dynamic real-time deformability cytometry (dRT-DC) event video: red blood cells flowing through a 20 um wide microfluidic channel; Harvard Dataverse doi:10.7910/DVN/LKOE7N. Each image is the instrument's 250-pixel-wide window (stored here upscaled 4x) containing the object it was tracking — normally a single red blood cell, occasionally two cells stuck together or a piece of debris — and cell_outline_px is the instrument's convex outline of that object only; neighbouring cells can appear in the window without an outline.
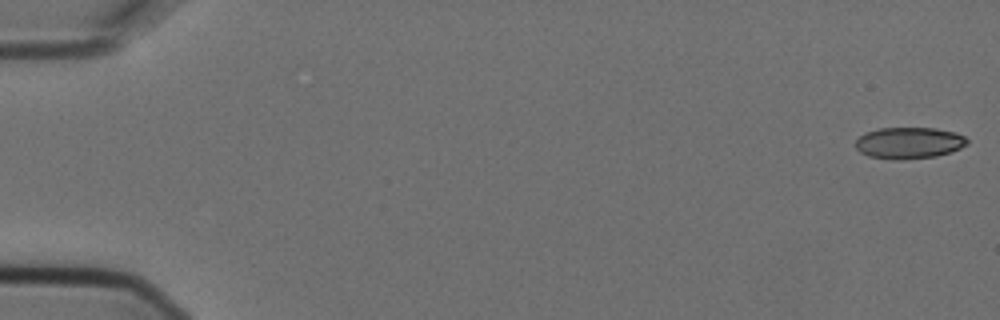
{"species": "Egyptian fruit bat (a non-hibernating species)", "species_latin": "Rousettus aegyptiacus", "temperature_condition": "cold", "stored_images_in_passage": 6, "camera_frame_rate_fps": 3000, "um_per_image_px": 0.085, "animal": {"sex": "female"}, "frame": {"image": 1, "passage_image": 1, "time_ms": 0.0, "image_size_px": [1000, 320], "cell_outline_px": [[968, 144], [952, 152], [936, 156], [904, 160], [896, 160], [868, 156], [860, 152], [856, 148], [856, 140], [864, 132], [880, 128], [936, 128], [956, 132], [964, 136], [968, 140]], "centroid_in_image_um": [77.28, 12.15], "position_along_channel_um": 7.7, "area_um2": 20.69}}
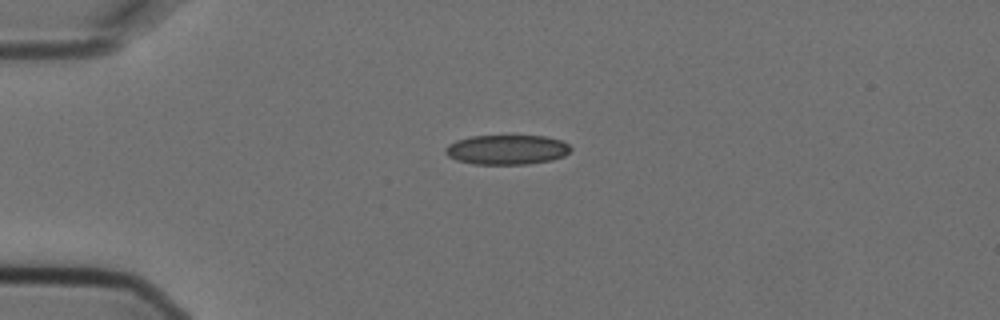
{"frame": {"image": 2, "passage_image": 4, "time_ms": 1.0, "image_size_px": [1000, 320], "cell_outline_px": [[572, 148], [564, 156], [552, 160], [528, 164], [476, 164], [456, 160], [448, 156], [444, 152], [444, 148], [448, 144], [456, 140], [472, 136], [544, 136], [560, 140], [568, 144]], "centroid_in_image_um": [43.06, 12.72], "position_along_channel_um": 41.9, "area_um2": 21.68}}
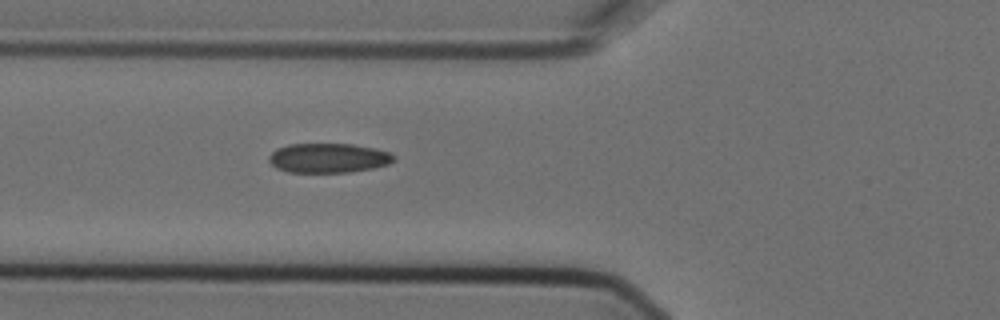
{"frame": {"image": 3, "passage_image": 6, "time_ms": 1.667, "image_size_px": [1000, 320], "cell_outline_px": [[396, 160], [388, 164], [372, 168], [348, 172], [288, 172], [276, 168], [268, 160], [268, 156], [276, 148], [288, 144], [352, 144], [376, 148], [388, 152], [396, 156]], "centroid_in_image_um": [27.91, 13.42], "position_along_channel_um": 97.9, "area_um2": 21.56}}